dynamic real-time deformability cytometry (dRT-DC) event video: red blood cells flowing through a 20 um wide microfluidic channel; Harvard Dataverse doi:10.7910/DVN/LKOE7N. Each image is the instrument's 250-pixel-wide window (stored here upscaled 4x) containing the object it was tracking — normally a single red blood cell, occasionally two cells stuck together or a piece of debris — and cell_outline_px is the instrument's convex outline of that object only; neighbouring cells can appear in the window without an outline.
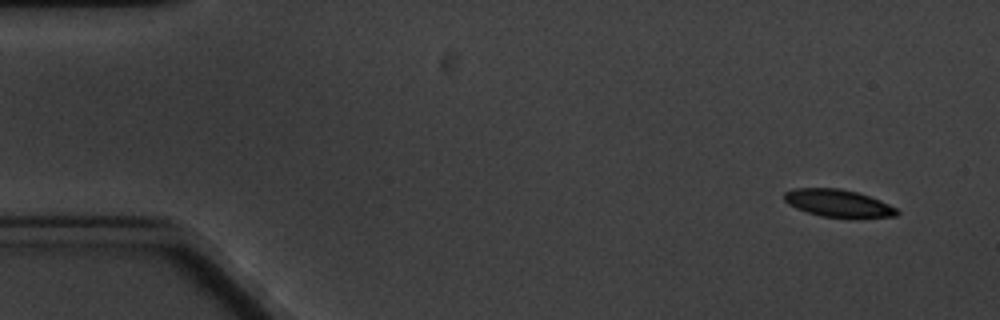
{"species": "common noctule bat (a hibernating species)", "species_latin": "Nyctalus noctula", "temperature_condition": "cold", "stored_images_in_passage": 7, "camera_frame_rate_fps": 3000, "um_per_image_px": 0.085, "animal": {"sex": "male", "body_mass_g": 20.1, "forearm_length_mm": 53.5}, "frame": {"image": 1, "passage_image": 1, "time_ms": 0.0, "image_size_px": [1000, 320], "cell_outline_px": [[900, 212], [896, 216], [820, 216], [796, 208], [788, 204], [784, 200], [784, 192], [792, 188], [840, 188], [856, 192], [880, 200], [896, 208]], "centroid_in_image_um": [71.17, 17.24], "position_along_channel_um": 13.8, "area_um2": 17.51}}
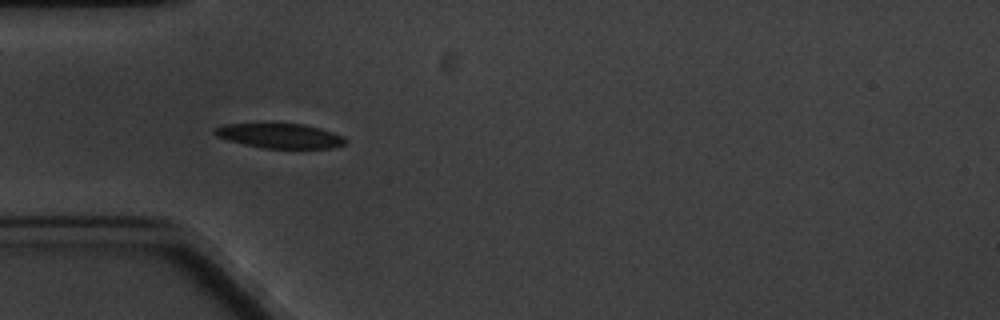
{"frame": {"image": 2, "passage_image": 5, "time_ms": 4.667, "image_size_px": [1000, 320], "cell_outline_px": [[348, 140], [344, 144], [336, 148], [264, 148], [244, 144], [228, 140], [216, 136], [212, 132], [216, 128], [224, 124], [304, 124], [320, 128], [344, 136]], "centroid_in_image_um": [23.83, 11.55], "position_along_channel_um": 61.2, "area_um2": 18.73}}